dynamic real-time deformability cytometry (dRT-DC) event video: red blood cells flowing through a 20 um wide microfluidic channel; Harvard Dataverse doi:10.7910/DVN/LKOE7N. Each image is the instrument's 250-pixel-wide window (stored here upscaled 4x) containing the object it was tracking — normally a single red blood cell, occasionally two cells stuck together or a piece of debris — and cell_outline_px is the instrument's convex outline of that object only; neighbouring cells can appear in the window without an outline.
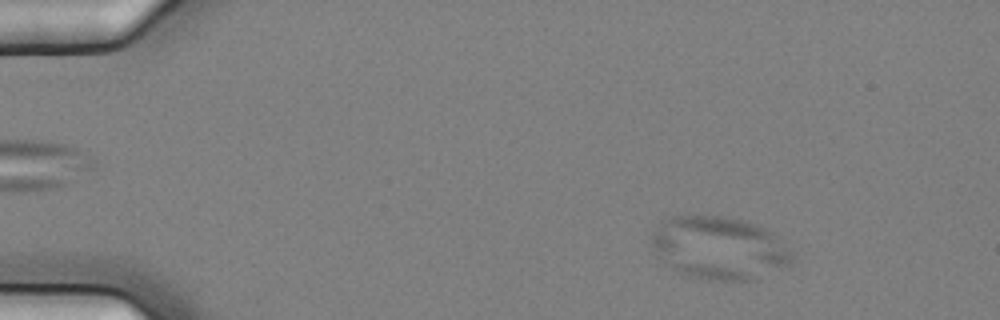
{"species": "common noctule bat (a hibernating species)", "species_latin": "Nyctalus noctula", "temperature_condition": "cold", "stored_images_in_passage": 5, "camera_frame_rate_fps": 3000, "um_per_image_px": 0.085, "animal": {"sex": "female", "body_mass_g": 25.1}, "frame": {"image": 1, "passage_image": 1, "time_ms": 0.0, "image_size_px": [1000, 320], "cell_outline_px": [[792, 264], [752, 280], [708, 280], [692, 276], [680, 272], [656, 256], [652, 244], [652, 232], [668, 216], [720, 216], [740, 220], [764, 228], [772, 232], [776, 236], [792, 256]], "centroid_in_image_um": [61.1, 21.08], "position_along_channel_um": 23.9, "area_um2": 50.63}}
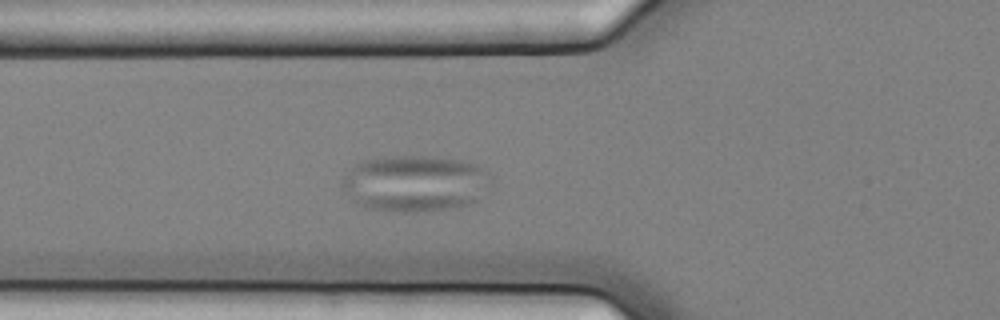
{"frame": {"image": 2, "passage_image": 5, "time_ms": 1.333, "image_size_px": [1000, 320], "cell_outline_px": [[492, 184], [476, 200], [468, 204], [448, 208], [416, 212], [400, 212], [368, 208], [352, 200], [340, 184], [344, 176], [360, 160], [380, 156], [424, 156], [456, 160], [476, 164], [488, 172], [492, 176]], "centroid_in_image_um": [35.26, 15.57], "position_along_channel_um": 90.5, "area_um2": 48.9}}